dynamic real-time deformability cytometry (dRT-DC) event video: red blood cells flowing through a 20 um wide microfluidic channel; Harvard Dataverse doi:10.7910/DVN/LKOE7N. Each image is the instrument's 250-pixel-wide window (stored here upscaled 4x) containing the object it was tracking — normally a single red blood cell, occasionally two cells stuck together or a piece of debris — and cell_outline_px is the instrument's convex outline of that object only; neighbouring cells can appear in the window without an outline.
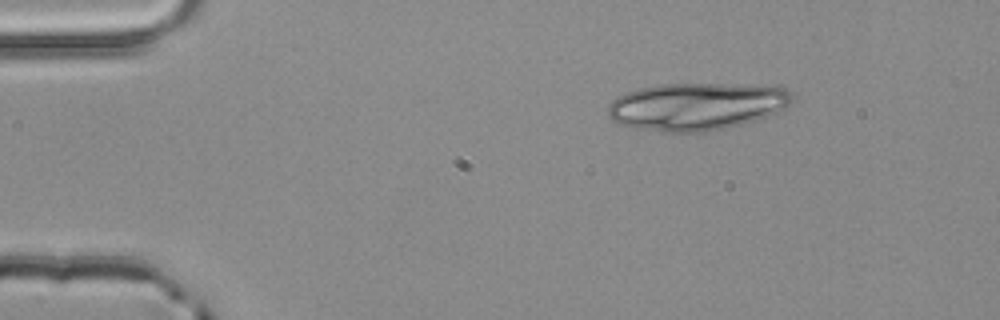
{"species": "common noctule bat (a hibernating species)", "species_latin": "Nyctalus noctula", "temperature_condition": "room temperature", "stored_images_in_passage": 3, "camera_frame_rate_fps": 3000, "um_per_image_px": 0.085, "animal": {"sex": "male", "body_mass_g": 20.4}, "frame": {"image": 1, "passage_image": 1, "time_ms": 0.0, "image_size_px": [1000, 320], "cell_outline_px": [[792, 100], [784, 108], [776, 112], [756, 120], [728, 128], [704, 132], [664, 132], [640, 128], [620, 124], [612, 120], [608, 116], [608, 108], [612, 100], [624, 92], [640, 88], [660, 84], [724, 84], [788, 88], [792, 92]], "centroid_in_image_um": [59.18, 9.05], "position_along_channel_um": 25.8, "area_um2": 50.75}}